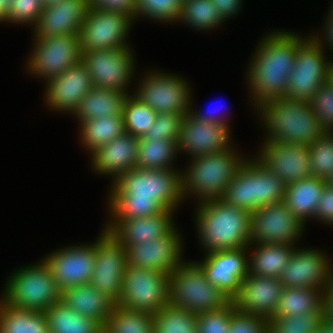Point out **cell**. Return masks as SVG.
<instances>
[{"label": "cell", "instance_id": "cell-1", "mask_svg": "<svg viewBox=\"0 0 333 333\" xmlns=\"http://www.w3.org/2000/svg\"><path fill=\"white\" fill-rule=\"evenodd\" d=\"M111 188L108 202L113 220L106 224V231L122 219L175 211L184 199L181 173L171 168H132L113 181Z\"/></svg>", "mask_w": 333, "mask_h": 333}, {"label": "cell", "instance_id": "cell-2", "mask_svg": "<svg viewBox=\"0 0 333 333\" xmlns=\"http://www.w3.org/2000/svg\"><path fill=\"white\" fill-rule=\"evenodd\" d=\"M303 39L298 34L284 30L262 38L247 73L255 107L269 100L285 97L298 44Z\"/></svg>", "mask_w": 333, "mask_h": 333}, {"label": "cell", "instance_id": "cell-3", "mask_svg": "<svg viewBox=\"0 0 333 333\" xmlns=\"http://www.w3.org/2000/svg\"><path fill=\"white\" fill-rule=\"evenodd\" d=\"M197 207L195 221L207 253L250 246V212L222 199L199 202Z\"/></svg>", "mask_w": 333, "mask_h": 333}, {"label": "cell", "instance_id": "cell-4", "mask_svg": "<svg viewBox=\"0 0 333 333\" xmlns=\"http://www.w3.org/2000/svg\"><path fill=\"white\" fill-rule=\"evenodd\" d=\"M257 110L269 132L264 143L310 145L325 132L310 101L280 97L259 104Z\"/></svg>", "mask_w": 333, "mask_h": 333}, {"label": "cell", "instance_id": "cell-5", "mask_svg": "<svg viewBox=\"0 0 333 333\" xmlns=\"http://www.w3.org/2000/svg\"><path fill=\"white\" fill-rule=\"evenodd\" d=\"M245 159L233 149L196 156L186 173H181L182 197L195 194L200 202L221 199Z\"/></svg>", "mask_w": 333, "mask_h": 333}, {"label": "cell", "instance_id": "cell-6", "mask_svg": "<svg viewBox=\"0 0 333 333\" xmlns=\"http://www.w3.org/2000/svg\"><path fill=\"white\" fill-rule=\"evenodd\" d=\"M231 299L211 284L196 262H184L169 274V303L196 315L226 306Z\"/></svg>", "mask_w": 333, "mask_h": 333}, {"label": "cell", "instance_id": "cell-7", "mask_svg": "<svg viewBox=\"0 0 333 333\" xmlns=\"http://www.w3.org/2000/svg\"><path fill=\"white\" fill-rule=\"evenodd\" d=\"M11 275L2 295L4 303L16 308L45 312L61 300L62 291L43 260L22 267Z\"/></svg>", "mask_w": 333, "mask_h": 333}, {"label": "cell", "instance_id": "cell-8", "mask_svg": "<svg viewBox=\"0 0 333 333\" xmlns=\"http://www.w3.org/2000/svg\"><path fill=\"white\" fill-rule=\"evenodd\" d=\"M316 36L304 38L298 44L295 64L288 78L287 99L310 101L322 83L331 78L333 61L326 60L325 43Z\"/></svg>", "mask_w": 333, "mask_h": 333}, {"label": "cell", "instance_id": "cell-9", "mask_svg": "<svg viewBox=\"0 0 333 333\" xmlns=\"http://www.w3.org/2000/svg\"><path fill=\"white\" fill-rule=\"evenodd\" d=\"M118 305L154 314L169 304V273L127 266Z\"/></svg>", "mask_w": 333, "mask_h": 333}, {"label": "cell", "instance_id": "cell-10", "mask_svg": "<svg viewBox=\"0 0 333 333\" xmlns=\"http://www.w3.org/2000/svg\"><path fill=\"white\" fill-rule=\"evenodd\" d=\"M28 61L33 74L46 80L54 79L71 66L81 62L82 49L79 34L36 38Z\"/></svg>", "mask_w": 333, "mask_h": 333}, {"label": "cell", "instance_id": "cell-11", "mask_svg": "<svg viewBox=\"0 0 333 333\" xmlns=\"http://www.w3.org/2000/svg\"><path fill=\"white\" fill-rule=\"evenodd\" d=\"M134 17L124 12L90 7L79 36L82 50L128 47L125 41Z\"/></svg>", "mask_w": 333, "mask_h": 333}, {"label": "cell", "instance_id": "cell-12", "mask_svg": "<svg viewBox=\"0 0 333 333\" xmlns=\"http://www.w3.org/2000/svg\"><path fill=\"white\" fill-rule=\"evenodd\" d=\"M102 232L94 243V271L89 284L117 304L127 269L126 250L109 231Z\"/></svg>", "mask_w": 333, "mask_h": 333}, {"label": "cell", "instance_id": "cell-13", "mask_svg": "<svg viewBox=\"0 0 333 333\" xmlns=\"http://www.w3.org/2000/svg\"><path fill=\"white\" fill-rule=\"evenodd\" d=\"M130 47L82 50L81 62L90 75L93 87L127 92L135 67Z\"/></svg>", "mask_w": 333, "mask_h": 333}, {"label": "cell", "instance_id": "cell-14", "mask_svg": "<svg viewBox=\"0 0 333 333\" xmlns=\"http://www.w3.org/2000/svg\"><path fill=\"white\" fill-rule=\"evenodd\" d=\"M148 74L133 94L135 97L150 106L157 114H187L191 111V90L185 80L174 74L157 71Z\"/></svg>", "mask_w": 333, "mask_h": 333}, {"label": "cell", "instance_id": "cell-15", "mask_svg": "<svg viewBox=\"0 0 333 333\" xmlns=\"http://www.w3.org/2000/svg\"><path fill=\"white\" fill-rule=\"evenodd\" d=\"M304 226L283 201L263 205L250 216V245L253 242L294 244Z\"/></svg>", "mask_w": 333, "mask_h": 333}, {"label": "cell", "instance_id": "cell-16", "mask_svg": "<svg viewBox=\"0 0 333 333\" xmlns=\"http://www.w3.org/2000/svg\"><path fill=\"white\" fill-rule=\"evenodd\" d=\"M61 291L76 285L89 284L95 262L94 243L59 249L43 260Z\"/></svg>", "mask_w": 333, "mask_h": 333}, {"label": "cell", "instance_id": "cell-17", "mask_svg": "<svg viewBox=\"0 0 333 333\" xmlns=\"http://www.w3.org/2000/svg\"><path fill=\"white\" fill-rule=\"evenodd\" d=\"M176 230L174 227L166 236L152 242L124 247L127 266L172 273L183 263L182 239Z\"/></svg>", "mask_w": 333, "mask_h": 333}, {"label": "cell", "instance_id": "cell-18", "mask_svg": "<svg viewBox=\"0 0 333 333\" xmlns=\"http://www.w3.org/2000/svg\"><path fill=\"white\" fill-rule=\"evenodd\" d=\"M283 288L279 278L248 274L231 301L237 312L269 319L276 312Z\"/></svg>", "mask_w": 333, "mask_h": 333}, {"label": "cell", "instance_id": "cell-19", "mask_svg": "<svg viewBox=\"0 0 333 333\" xmlns=\"http://www.w3.org/2000/svg\"><path fill=\"white\" fill-rule=\"evenodd\" d=\"M333 274L328 257L313 249L294 248L279 280L284 287H311L324 290Z\"/></svg>", "mask_w": 333, "mask_h": 333}, {"label": "cell", "instance_id": "cell-20", "mask_svg": "<svg viewBox=\"0 0 333 333\" xmlns=\"http://www.w3.org/2000/svg\"><path fill=\"white\" fill-rule=\"evenodd\" d=\"M247 248L209 252L204 261L197 262L205 271L208 281L230 299L238 293L241 281L249 273Z\"/></svg>", "mask_w": 333, "mask_h": 333}, {"label": "cell", "instance_id": "cell-21", "mask_svg": "<svg viewBox=\"0 0 333 333\" xmlns=\"http://www.w3.org/2000/svg\"><path fill=\"white\" fill-rule=\"evenodd\" d=\"M229 131L226 125L198 120L189 112L181 124L178 152L185 151L194 158L232 149Z\"/></svg>", "mask_w": 333, "mask_h": 333}, {"label": "cell", "instance_id": "cell-22", "mask_svg": "<svg viewBox=\"0 0 333 333\" xmlns=\"http://www.w3.org/2000/svg\"><path fill=\"white\" fill-rule=\"evenodd\" d=\"M258 159L286 185L312 176L308 145L264 143Z\"/></svg>", "mask_w": 333, "mask_h": 333}, {"label": "cell", "instance_id": "cell-23", "mask_svg": "<svg viewBox=\"0 0 333 333\" xmlns=\"http://www.w3.org/2000/svg\"><path fill=\"white\" fill-rule=\"evenodd\" d=\"M90 7V0H61L56 4L44 6L34 26L35 37L79 34Z\"/></svg>", "mask_w": 333, "mask_h": 333}, {"label": "cell", "instance_id": "cell-24", "mask_svg": "<svg viewBox=\"0 0 333 333\" xmlns=\"http://www.w3.org/2000/svg\"><path fill=\"white\" fill-rule=\"evenodd\" d=\"M46 102L57 111H76L79 103L93 87L91 78L82 62L71 66L61 75L46 81Z\"/></svg>", "mask_w": 333, "mask_h": 333}, {"label": "cell", "instance_id": "cell-25", "mask_svg": "<svg viewBox=\"0 0 333 333\" xmlns=\"http://www.w3.org/2000/svg\"><path fill=\"white\" fill-rule=\"evenodd\" d=\"M139 138L124 132L92 154V166L95 172L111 175L115 181L123 173L135 168L137 163Z\"/></svg>", "mask_w": 333, "mask_h": 333}, {"label": "cell", "instance_id": "cell-26", "mask_svg": "<svg viewBox=\"0 0 333 333\" xmlns=\"http://www.w3.org/2000/svg\"><path fill=\"white\" fill-rule=\"evenodd\" d=\"M172 213V210H163L155 215L122 219L109 230V233L123 247L152 242L166 236L174 228Z\"/></svg>", "mask_w": 333, "mask_h": 333}, {"label": "cell", "instance_id": "cell-27", "mask_svg": "<svg viewBox=\"0 0 333 333\" xmlns=\"http://www.w3.org/2000/svg\"><path fill=\"white\" fill-rule=\"evenodd\" d=\"M61 301L71 309L105 326L115 303L90 284L76 285L62 291Z\"/></svg>", "mask_w": 333, "mask_h": 333}, {"label": "cell", "instance_id": "cell-28", "mask_svg": "<svg viewBox=\"0 0 333 333\" xmlns=\"http://www.w3.org/2000/svg\"><path fill=\"white\" fill-rule=\"evenodd\" d=\"M328 180L308 176L287 185L283 202L289 210L304 224L309 217H314Z\"/></svg>", "mask_w": 333, "mask_h": 333}, {"label": "cell", "instance_id": "cell-29", "mask_svg": "<svg viewBox=\"0 0 333 333\" xmlns=\"http://www.w3.org/2000/svg\"><path fill=\"white\" fill-rule=\"evenodd\" d=\"M129 95L125 91L92 87L74 112L80 123L106 116H122Z\"/></svg>", "mask_w": 333, "mask_h": 333}, {"label": "cell", "instance_id": "cell-30", "mask_svg": "<svg viewBox=\"0 0 333 333\" xmlns=\"http://www.w3.org/2000/svg\"><path fill=\"white\" fill-rule=\"evenodd\" d=\"M248 259V274L279 278L290 261L293 244L260 243ZM293 245V246H292Z\"/></svg>", "mask_w": 333, "mask_h": 333}, {"label": "cell", "instance_id": "cell-31", "mask_svg": "<svg viewBox=\"0 0 333 333\" xmlns=\"http://www.w3.org/2000/svg\"><path fill=\"white\" fill-rule=\"evenodd\" d=\"M252 213L267 204L284 199L287 185L258 158L251 160Z\"/></svg>", "mask_w": 333, "mask_h": 333}, {"label": "cell", "instance_id": "cell-32", "mask_svg": "<svg viewBox=\"0 0 333 333\" xmlns=\"http://www.w3.org/2000/svg\"><path fill=\"white\" fill-rule=\"evenodd\" d=\"M44 313L48 333H97L103 327L98 321L75 312L61 300Z\"/></svg>", "mask_w": 333, "mask_h": 333}, {"label": "cell", "instance_id": "cell-33", "mask_svg": "<svg viewBox=\"0 0 333 333\" xmlns=\"http://www.w3.org/2000/svg\"><path fill=\"white\" fill-rule=\"evenodd\" d=\"M323 310V290L311 287H284L272 317L303 315Z\"/></svg>", "mask_w": 333, "mask_h": 333}, {"label": "cell", "instance_id": "cell-34", "mask_svg": "<svg viewBox=\"0 0 333 333\" xmlns=\"http://www.w3.org/2000/svg\"><path fill=\"white\" fill-rule=\"evenodd\" d=\"M0 333H48L45 313L16 308L1 300Z\"/></svg>", "mask_w": 333, "mask_h": 333}, {"label": "cell", "instance_id": "cell-35", "mask_svg": "<svg viewBox=\"0 0 333 333\" xmlns=\"http://www.w3.org/2000/svg\"><path fill=\"white\" fill-rule=\"evenodd\" d=\"M178 152L175 141L156 138H139L137 163L139 169H174L172 161Z\"/></svg>", "mask_w": 333, "mask_h": 333}, {"label": "cell", "instance_id": "cell-36", "mask_svg": "<svg viewBox=\"0 0 333 333\" xmlns=\"http://www.w3.org/2000/svg\"><path fill=\"white\" fill-rule=\"evenodd\" d=\"M80 137L90 153L125 132L122 116L94 118L80 123Z\"/></svg>", "mask_w": 333, "mask_h": 333}, {"label": "cell", "instance_id": "cell-37", "mask_svg": "<svg viewBox=\"0 0 333 333\" xmlns=\"http://www.w3.org/2000/svg\"><path fill=\"white\" fill-rule=\"evenodd\" d=\"M104 327L110 333H154V314L115 304Z\"/></svg>", "mask_w": 333, "mask_h": 333}, {"label": "cell", "instance_id": "cell-38", "mask_svg": "<svg viewBox=\"0 0 333 333\" xmlns=\"http://www.w3.org/2000/svg\"><path fill=\"white\" fill-rule=\"evenodd\" d=\"M197 315L172 304L154 313V333H197Z\"/></svg>", "mask_w": 333, "mask_h": 333}, {"label": "cell", "instance_id": "cell-39", "mask_svg": "<svg viewBox=\"0 0 333 333\" xmlns=\"http://www.w3.org/2000/svg\"><path fill=\"white\" fill-rule=\"evenodd\" d=\"M179 21L197 30H210L224 23L217 7L210 0H183Z\"/></svg>", "mask_w": 333, "mask_h": 333}, {"label": "cell", "instance_id": "cell-40", "mask_svg": "<svg viewBox=\"0 0 333 333\" xmlns=\"http://www.w3.org/2000/svg\"><path fill=\"white\" fill-rule=\"evenodd\" d=\"M157 112L129 93L122 113L125 132L142 138L154 124Z\"/></svg>", "mask_w": 333, "mask_h": 333}, {"label": "cell", "instance_id": "cell-41", "mask_svg": "<svg viewBox=\"0 0 333 333\" xmlns=\"http://www.w3.org/2000/svg\"><path fill=\"white\" fill-rule=\"evenodd\" d=\"M251 160H245L221 198L228 205L252 213Z\"/></svg>", "mask_w": 333, "mask_h": 333}, {"label": "cell", "instance_id": "cell-42", "mask_svg": "<svg viewBox=\"0 0 333 333\" xmlns=\"http://www.w3.org/2000/svg\"><path fill=\"white\" fill-rule=\"evenodd\" d=\"M308 150L312 176L329 181L333 176V131H325Z\"/></svg>", "mask_w": 333, "mask_h": 333}, {"label": "cell", "instance_id": "cell-43", "mask_svg": "<svg viewBox=\"0 0 333 333\" xmlns=\"http://www.w3.org/2000/svg\"><path fill=\"white\" fill-rule=\"evenodd\" d=\"M324 319V311H311L303 315L270 317L268 333H315Z\"/></svg>", "mask_w": 333, "mask_h": 333}, {"label": "cell", "instance_id": "cell-44", "mask_svg": "<svg viewBox=\"0 0 333 333\" xmlns=\"http://www.w3.org/2000/svg\"><path fill=\"white\" fill-rule=\"evenodd\" d=\"M183 0H136L137 16L150 17L162 22L178 21Z\"/></svg>", "mask_w": 333, "mask_h": 333}, {"label": "cell", "instance_id": "cell-45", "mask_svg": "<svg viewBox=\"0 0 333 333\" xmlns=\"http://www.w3.org/2000/svg\"><path fill=\"white\" fill-rule=\"evenodd\" d=\"M236 312L230 301L221 309L197 314V333H229L230 322Z\"/></svg>", "mask_w": 333, "mask_h": 333}, {"label": "cell", "instance_id": "cell-46", "mask_svg": "<svg viewBox=\"0 0 333 333\" xmlns=\"http://www.w3.org/2000/svg\"><path fill=\"white\" fill-rule=\"evenodd\" d=\"M310 102L324 130L333 131V79L322 83Z\"/></svg>", "mask_w": 333, "mask_h": 333}, {"label": "cell", "instance_id": "cell-47", "mask_svg": "<svg viewBox=\"0 0 333 333\" xmlns=\"http://www.w3.org/2000/svg\"><path fill=\"white\" fill-rule=\"evenodd\" d=\"M185 115L180 113L157 114L154 124L142 138L166 139L177 143Z\"/></svg>", "mask_w": 333, "mask_h": 333}, {"label": "cell", "instance_id": "cell-48", "mask_svg": "<svg viewBox=\"0 0 333 333\" xmlns=\"http://www.w3.org/2000/svg\"><path fill=\"white\" fill-rule=\"evenodd\" d=\"M43 10L42 0H12L9 22L29 23L35 26Z\"/></svg>", "mask_w": 333, "mask_h": 333}, {"label": "cell", "instance_id": "cell-49", "mask_svg": "<svg viewBox=\"0 0 333 333\" xmlns=\"http://www.w3.org/2000/svg\"><path fill=\"white\" fill-rule=\"evenodd\" d=\"M229 333H268V319L236 312L232 316Z\"/></svg>", "mask_w": 333, "mask_h": 333}, {"label": "cell", "instance_id": "cell-50", "mask_svg": "<svg viewBox=\"0 0 333 333\" xmlns=\"http://www.w3.org/2000/svg\"><path fill=\"white\" fill-rule=\"evenodd\" d=\"M313 218L333 224V185L330 183L324 187Z\"/></svg>", "mask_w": 333, "mask_h": 333}, {"label": "cell", "instance_id": "cell-51", "mask_svg": "<svg viewBox=\"0 0 333 333\" xmlns=\"http://www.w3.org/2000/svg\"><path fill=\"white\" fill-rule=\"evenodd\" d=\"M90 5L104 10L124 12L135 19L136 0H90Z\"/></svg>", "mask_w": 333, "mask_h": 333}, {"label": "cell", "instance_id": "cell-52", "mask_svg": "<svg viewBox=\"0 0 333 333\" xmlns=\"http://www.w3.org/2000/svg\"><path fill=\"white\" fill-rule=\"evenodd\" d=\"M218 9L220 16L225 21L230 16L237 14L242 0H210Z\"/></svg>", "mask_w": 333, "mask_h": 333}, {"label": "cell", "instance_id": "cell-53", "mask_svg": "<svg viewBox=\"0 0 333 333\" xmlns=\"http://www.w3.org/2000/svg\"><path fill=\"white\" fill-rule=\"evenodd\" d=\"M324 318L333 321V274L329 284L323 290Z\"/></svg>", "mask_w": 333, "mask_h": 333}, {"label": "cell", "instance_id": "cell-54", "mask_svg": "<svg viewBox=\"0 0 333 333\" xmlns=\"http://www.w3.org/2000/svg\"><path fill=\"white\" fill-rule=\"evenodd\" d=\"M190 112L198 120H202V121H206V122H214V123H218V124H222V125L228 126L227 125L228 123H226V120H224L225 119L224 116H221V114L217 116V113H215V111H214V113H209L210 112L209 111L207 113L204 112L202 114L200 113V111H199V113L197 111L193 112V110H191ZM218 114H219V112H218Z\"/></svg>", "mask_w": 333, "mask_h": 333}, {"label": "cell", "instance_id": "cell-55", "mask_svg": "<svg viewBox=\"0 0 333 333\" xmlns=\"http://www.w3.org/2000/svg\"><path fill=\"white\" fill-rule=\"evenodd\" d=\"M330 14V15H329ZM327 18L326 23V31L324 32L326 37H323L327 40V44H329L333 50V11H330Z\"/></svg>", "mask_w": 333, "mask_h": 333}, {"label": "cell", "instance_id": "cell-56", "mask_svg": "<svg viewBox=\"0 0 333 333\" xmlns=\"http://www.w3.org/2000/svg\"><path fill=\"white\" fill-rule=\"evenodd\" d=\"M12 0H0V22L9 21V13Z\"/></svg>", "mask_w": 333, "mask_h": 333}, {"label": "cell", "instance_id": "cell-57", "mask_svg": "<svg viewBox=\"0 0 333 333\" xmlns=\"http://www.w3.org/2000/svg\"><path fill=\"white\" fill-rule=\"evenodd\" d=\"M315 333H333V321L324 318Z\"/></svg>", "mask_w": 333, "mask_h": 333}, {"label": "cell", "instance_id": "cell-58", "mask_svg": "<svg viewBox=\"0 0 333 333\" xmlns=\"http://www.w3.org/2000/svg\"><path fill=\"white\" fill-rule=\"evenodd\" d=\"M59 1H61V0H42L44 6H49V5H52V4H56Z\"/></svg>", "mask_w": 333, "mask_h": 333}, {"label": "cell", "instance_id": "cell-59", "mask_svg": "<svg viewBox=\"0 0 333 333\" xmlns=\"http://www.w3.org/2000/svg\"><path fill=\"white\" fill-rule=\"evenodd\" d=\"M97 333H110L104 326Z\"/></svg>", "mask_w": 333, "mask_h": 333}, {"label": "cell", "instance_id": "cell-60", "mask_svg": "<svg viewBox=\"0 0 333 333\" xmlns=\"http://www.w3.org/2000/svg\"><path fill=\"white\" fill-rule=\"evenodd\" d=\"M331 79H333V63L331 65Z\"/></svg>", "mask_w": 333, "mask_h": 333}, {"label": "cell", "instance_id": "cell-61", "mask_svg": "<svg viewBox=\"0 0 333 333\" xmlns=\"http://www.w3.org/2000/svg\"><path fill=\"white\" fill-rule=\"evenodd\" d=\"M329 183L333 185V176L330 178Z\"/></svg>", "mask_w": 333, "mask_h": 333}]
</instances>
